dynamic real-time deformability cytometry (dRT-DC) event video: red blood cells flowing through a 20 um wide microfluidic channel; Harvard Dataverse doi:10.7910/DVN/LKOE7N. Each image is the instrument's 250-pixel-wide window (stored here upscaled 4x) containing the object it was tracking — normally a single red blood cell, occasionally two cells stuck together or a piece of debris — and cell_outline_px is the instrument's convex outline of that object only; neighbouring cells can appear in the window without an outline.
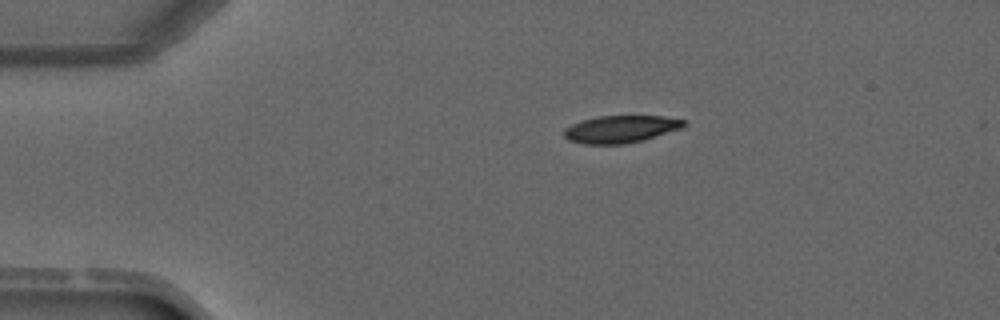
{"species": "common noctule bat (a hibernating species)", "species_latin": "Nyctalus noctula", "temperature_condition": "warm", "stored_images_in_passage": 2, "camera_frame_rate_fps": 3000, "um_per_image_px": 0.085, "animal": {"sex": "male", "forearm_length_mm": 52.5}, "frame": {"image": 1, "passage_image": 1, "time_ms": 0.0, "image_size_px": [1000, 320], "cell_outline_px": [[684, 124], [680, 128], [644, 140], [624, 144], [584, 144], [568, 140], [564, 136], [564, 128], [572, 124], [584, 120], [600, 116], [664, 116], [684, 120]], "centroid_in_image_um": [52.72, 10.98], "position_along_channel_um": 32.3, "area_um2": 18.84}}